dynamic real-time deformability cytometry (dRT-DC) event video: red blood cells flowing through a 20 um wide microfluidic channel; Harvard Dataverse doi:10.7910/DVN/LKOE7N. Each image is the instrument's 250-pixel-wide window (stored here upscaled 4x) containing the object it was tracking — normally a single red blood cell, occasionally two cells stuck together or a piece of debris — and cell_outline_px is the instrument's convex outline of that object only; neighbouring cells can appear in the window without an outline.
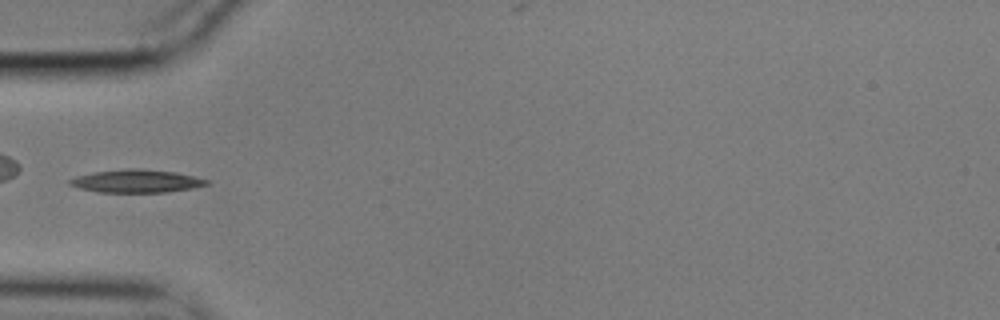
{"species": "common noctule bat (a hibernating species)", "species_latin": "Nyctalus noctula", "temperature_condition": "cold", "stored_images_in_passage": 11, "camera_frame_rate_fps": 3000, "um_per_image_px": 0.085, "animal": {"sex": "male", "body_mass_g": 17.9}, "frame": {"image": 1, "passage_image": 1, "time_ms": 0.0, "image_size_px": [1000, 320], "cell_outline_px": [[208, 184], [192, 188], [168, 192], [100, 192], [80, 188], [68, 184], [68, 180], [76, 176], [92, 172], [128, 168], [140, 168], [176, 172], [208, 180]], "centroid_in_image_um": [11.57, 15.38], "position_along_channel_um": 73.4, "area_um2": 18.26}}